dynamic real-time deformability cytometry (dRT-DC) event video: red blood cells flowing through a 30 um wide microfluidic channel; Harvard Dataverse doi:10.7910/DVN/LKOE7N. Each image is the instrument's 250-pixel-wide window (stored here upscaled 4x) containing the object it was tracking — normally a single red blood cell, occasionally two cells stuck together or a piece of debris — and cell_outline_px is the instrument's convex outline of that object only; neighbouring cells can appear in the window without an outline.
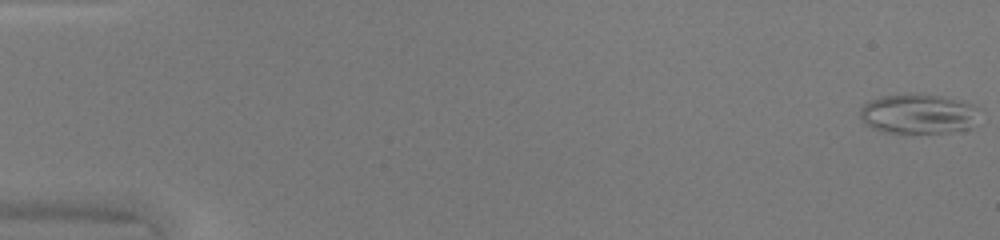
{"species": "common noctule bat (a hibernating species)", "species_latin": "Nyctalus noctula", "temperature_condition": "warm", "stored_images_in_passage": 48, "camera_frame_rate_fps": 3000, "um_per_image_px": 0.085, "animal": {"sex": "female", "body_mass_g": 20.0, "forearm_length_mm": 54.0}, "frame": {"image": 1, "passage_image": 1, "time_ms": 0.0, "image_size_px": [1000, 240], "cell_outline_px": [[984, 124], [972, 128], [952, 132], [884, 132], [872, 128], [864, 124], [860, 116], [860, 108], [864, 104], [880, 96], [940, 96], [964, 100], [976, 104], [980, 108]], "centroid_in_image_um": [78.25, 9.71], "position_along_channel_um": 6.8, "area_um2": 28.09}}
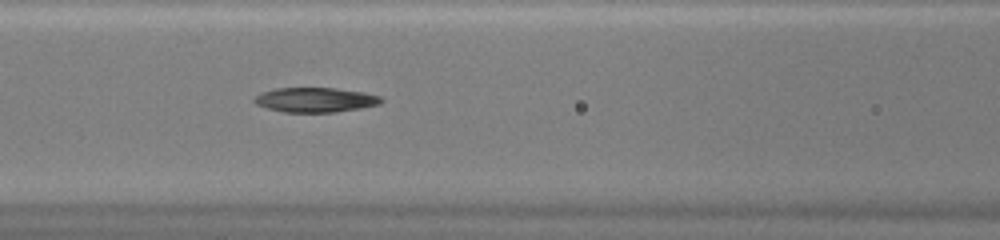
{"frame": {"image": 2, "passage_image": 22, "time_ms": 7.0, "image_size_px": [1000, 240], "cell_outline_px": [[384, 100], [380, 104], [360, 108], [336, 112], [284, 112], [268, 108], [256, 104], [252, 100], [256, 96], [264, 92], [276, 88], [336, 88], [364, 92], [380, 96]], "centroid_in_image_um": [26.83, 8.49], "position_along_channel_um": 139.8, "area_um2": 18.15}}
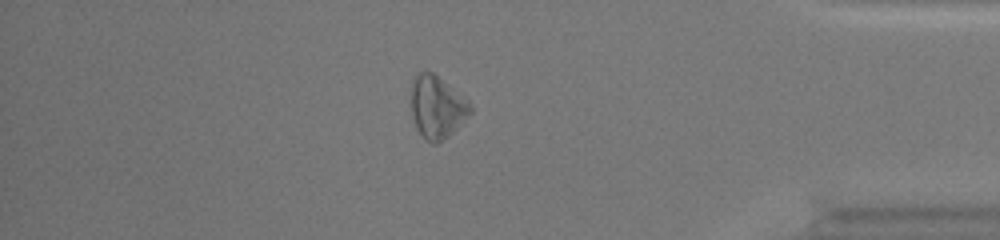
{"frame": {"image": 3, "passage_image": 42, "time_ms": 13.667, "image_size_px": [1000, 240], "cell_outline_px": [[472, 112], [448, 136], [436, 144], [432, 144], [424, 140], [416, 128], [412, 116], [412, 84], [416, 76], [420, 72], [432, 72], [468, 100], [472, 104]], "centroid_in_image_um": [37.15, 9.14], "position_along_channel_um": 398.1, "area_um2": 21.27}}